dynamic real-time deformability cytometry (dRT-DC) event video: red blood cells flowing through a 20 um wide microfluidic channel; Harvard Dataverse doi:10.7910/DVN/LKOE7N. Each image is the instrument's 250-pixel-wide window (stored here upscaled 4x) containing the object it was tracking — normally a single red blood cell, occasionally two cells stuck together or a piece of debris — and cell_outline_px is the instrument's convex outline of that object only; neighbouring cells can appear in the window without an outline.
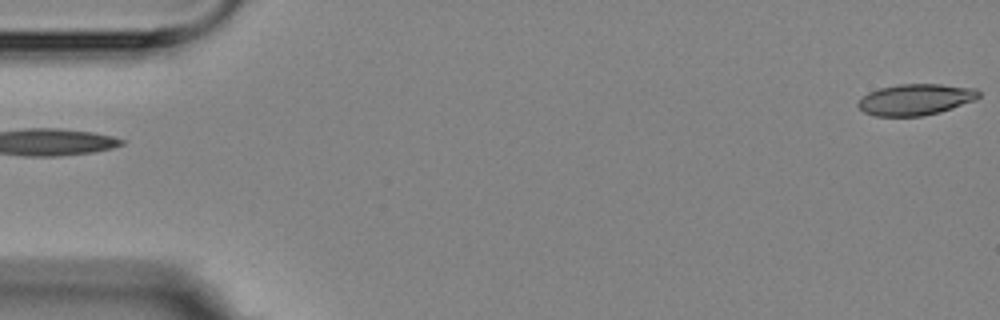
{"species": "Egyptian fruit bat (a non-hibernating species)", "species_latin": "Rousettus aegyptiacus", "temperature_condition": "room temperature", "stored_images_in_passage": 2, "segment_of_instrument_passage": [2, 2], "camera_frame_rate_fps": 3000, "um_per_image_px": 0.085, "animal": {"sex": "female"}, "frame": {"image": 1, "passage_image": 2, "time_ms": 3.0, "image_size_px": [1000, 320], "cell_outline_px": [[980, 96], [976, 100], [940, 112], [924, 116], [876, 116], [864, 112], [856, 104], [868, 92], [880, 88], [900, 84], [940, 84], [976, 88], [980, 92]], "centroid_in_image_um": [77.85, 8.46], "position_along_channel_um": 7.1, "area_um2": 21.96}}